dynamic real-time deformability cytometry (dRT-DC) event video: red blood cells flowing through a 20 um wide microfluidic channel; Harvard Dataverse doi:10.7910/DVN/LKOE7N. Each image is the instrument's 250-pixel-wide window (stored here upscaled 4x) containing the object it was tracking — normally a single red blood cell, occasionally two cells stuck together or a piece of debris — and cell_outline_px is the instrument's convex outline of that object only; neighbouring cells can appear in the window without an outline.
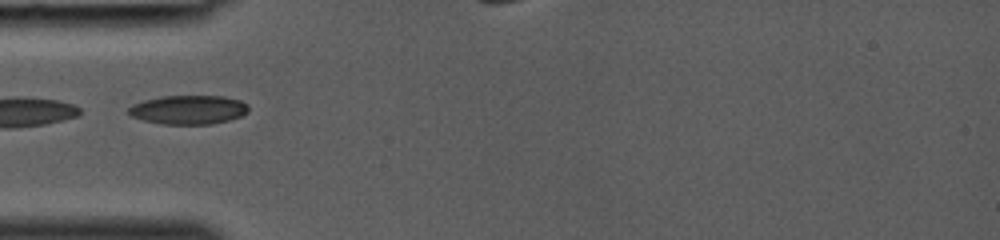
{"species": "common noctule bat (a hibernating species)", "species_latin": "Nyctalus noctula", "temperature_condition": "room temperature", "stored_images_in_passage": 23, "camera_frame_rate_fps": 3000, "um_per_image_px": 0.085, "animal": {"sex": "female", "body_mass_g": 19.0, "forearm_length_mm": 53.3}, "frame": {"image": 1, "passage_image": 1, "time_ms": 0.0, "image_size_px": [1000, 240], "cell_outline_px": [[248, 112], [240, 116], [228, 120], [212, 124], [160, 124], [144, 120], [132, 116], [128, 112], [128, 108], [132, 104], [144, 100], [160, 96], [224, 96], [240, 100], [248, 104]], "centroid_in_image_um": [16.02, 9.32], "position_along_channel_um": 69.0, "area_um2": 20.29}}
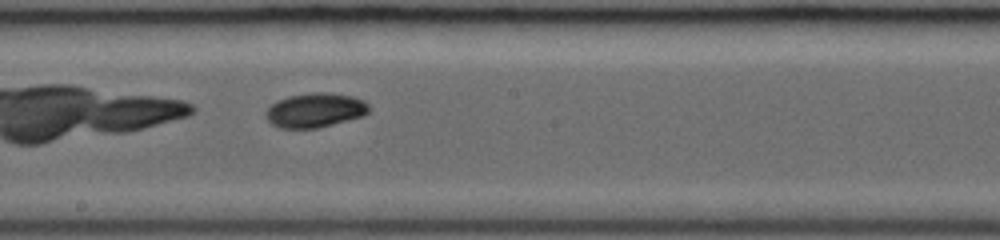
{"frame": {"image": 2, "passage_image": 10, "time_ms": 3.0, "image_size_px": [1000, 240], "cell_outline_px": [[368, 112], [364, 116], [316, 128], [280, 128], [272, 124], [264, 116], [264, 112], [276, 100], [288, 96], [316, 92], [324, 92], [352, 96], [364, 100], [368, 104]], "centroid_in_image_um": [26.76, 9.37], "position_along_channel_um": 221.4, "area_um2": 20.63}}
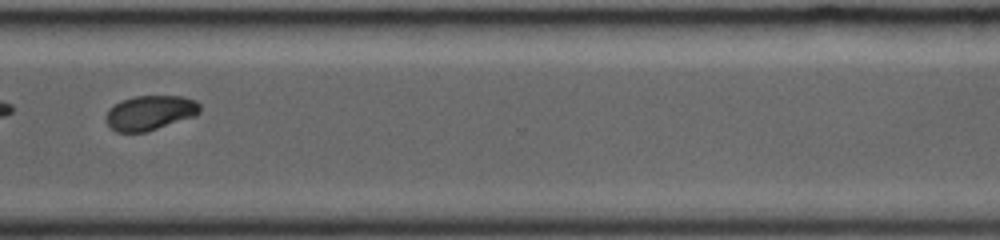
{"frame": {"image": 3, "passage_image": 18, "time_ms": 5.667, "image_size_px": [1000, 240], "cell_outline_px": [[200, 112], [196, 116], [148, 132], [116, 132], [108, 124], [104, 116], [108, 108], [120, 100], [136, 96], [184, 96], [196, 100], [200, 104]], "centroid_in_image_um": [12.76, 9.58], "position_along_channel_um": 357.8, "area_um2": 19.36}}